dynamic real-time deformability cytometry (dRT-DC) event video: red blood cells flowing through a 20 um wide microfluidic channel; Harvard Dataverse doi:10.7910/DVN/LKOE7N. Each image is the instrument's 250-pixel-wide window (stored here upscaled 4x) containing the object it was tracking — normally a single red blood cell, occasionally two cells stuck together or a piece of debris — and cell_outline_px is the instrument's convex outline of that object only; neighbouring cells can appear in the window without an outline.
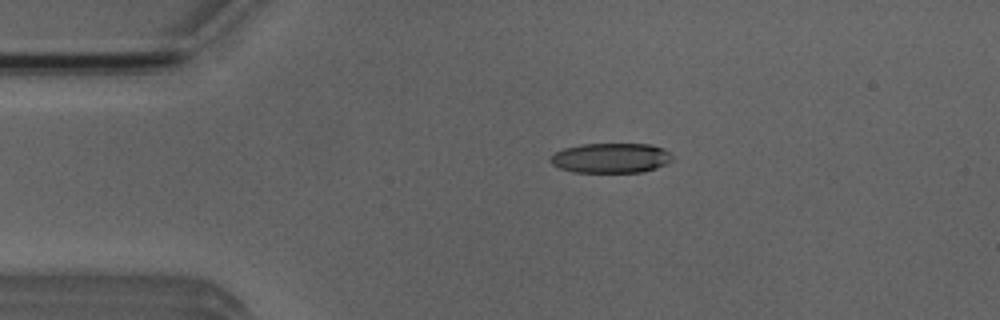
{"species": "Egyptian fruit bat (a non-hibernating species)", "species_latin": "Rousettus aegyptiacus", "temperature_condition": "room temperature", "stored_images_in_passage": 42, "camera_frame_rate_fps": 3000, "um_per_image_px": 0.085, "animal": {"sex": "male"}, "frame": {"image": 1, "passage_image": 1, "time_ms": 0.0, "image_size_px": [1000, 320], "cell_outline_px": [[672, 160], [656, 168], [644, 172], [572, 172], [560, 168], [552, 164], [548, 160], [548, 156], [564, 148], [584, 144], [652, 144], [664, 148], [672, 156]], "centroid_in_image_um": [51.9, 13.43], "position_along_channel_um": 33.1, "area_um2": 21.33}}
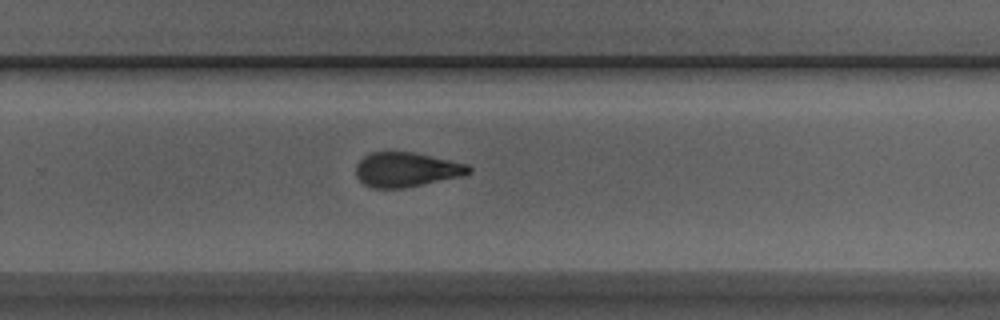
{"frame": {"image": 2, "passage_image": 24, "time_ms": 7.667, "image_size_px": [1000, 320], "cell_outline_px": [[472, 172], [460, 176], [404, 188], [372, 188], [364, 184], [356, 176], [356, 164], [364, 156], [372, 152], [412, 152], [432, 156], [468, 164], [472, 168]], "centroid_in_image_um": [34.53, 14.41], "position_along_channel_um": 295.3, "area_um2": 22.6}}
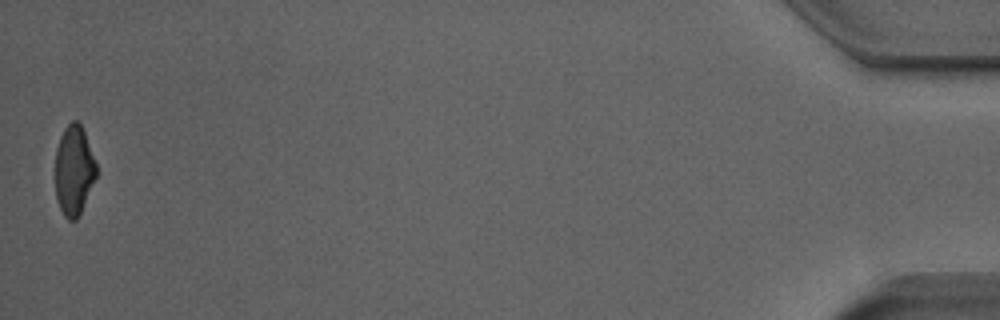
{"frame": {"image": 3, "passage_image": 42, "time_ms": 13.667, "image_size_px": [1000, 320], "cell_outline_px": [[96, 176], [80, 212], [76, 220], [68, 220], [64, 216], [56, 200], [56, 148], [60, 136], [64, 128], [72, 120], [76, 120], [80, 124], [84, 132], [96, 164]], "centroid_in_image_um": [6.26, 14.47], "position_along_channel_um": 428.9, "area_um2": 21.1}, "authors_computed_cell_mechanics": {"area_um2": 23.0333, "velocity_mm_per_s": 3.9363, "shape_relaxation_time_tau1_ms": 5.528, "shape_relaxation_time_tau2_ms": 2.8522, "deformation_change_tau1": 0.1778, "deformation_change_tau2": 0.1174}}